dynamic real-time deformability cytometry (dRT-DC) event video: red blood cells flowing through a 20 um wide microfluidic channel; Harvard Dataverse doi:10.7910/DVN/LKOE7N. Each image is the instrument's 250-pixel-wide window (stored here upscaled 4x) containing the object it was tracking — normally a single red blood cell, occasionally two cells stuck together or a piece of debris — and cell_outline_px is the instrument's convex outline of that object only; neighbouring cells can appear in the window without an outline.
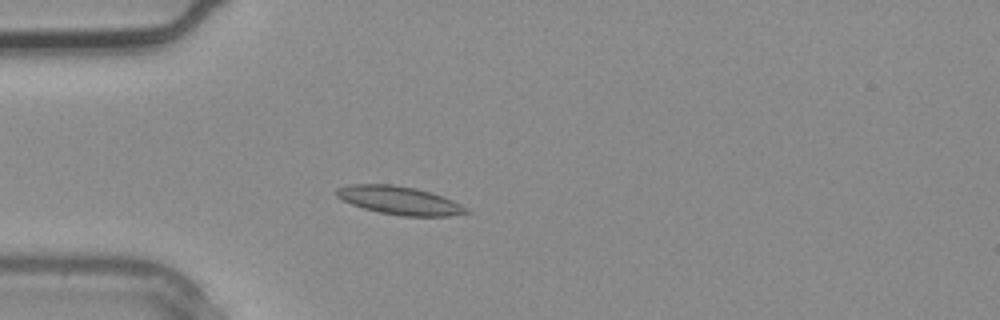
{"species": "common noctule bat (a hibernating species)", "species_latin": "Nyctalus noctula", "temperature_condition": "warm", "stored_images_in_passage": 3, "camera_frame_rate_fps": 3000, "um_per_image_px": 0.085, "animal": {"sex": "male", "body_mass_g": 20.4}, "frame": {"image": 1, "passage_image": 3, "time_ms": 0.667, "image_size_px": [1000, 320], "cell_outline_px": [[472, 212], [448, 216], [400, 216], [380, 212], [364, 208], [352, 204], [336, 196], [336, 188], [348, 184], [392, 184], [416, 188], [432, 192], [452, 200], [468, 208]], "centroid_in_image_um": [33.97, 17.03], "position_along_channel_um": 51.0, "area_um2": 21.39}}